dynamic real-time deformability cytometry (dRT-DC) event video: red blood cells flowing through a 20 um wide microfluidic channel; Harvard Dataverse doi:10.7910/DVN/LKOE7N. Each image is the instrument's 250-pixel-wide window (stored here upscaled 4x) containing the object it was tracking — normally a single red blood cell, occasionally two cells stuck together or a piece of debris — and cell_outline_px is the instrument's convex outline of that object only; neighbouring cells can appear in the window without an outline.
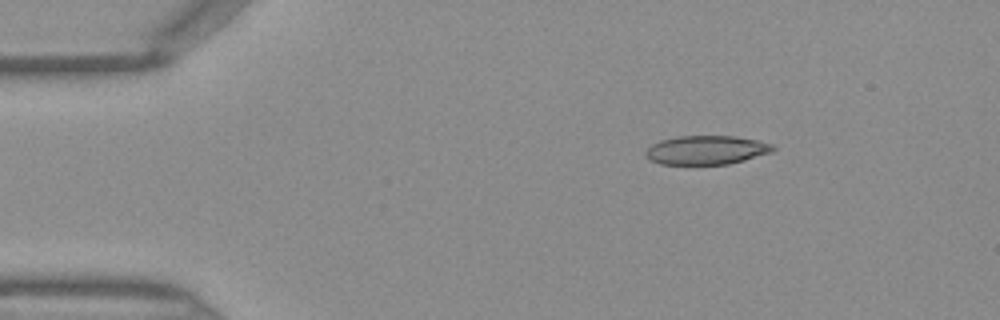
{"species": "Egyptian fruit bat (a non-hibernating species)", "species_latin": "Rousettus aegyptiacus", "temperature_condition": "warm", "stored_images_in_passage": 40, "camera_frame_rate_fps": 3000, "um_per_image_px": 0.085, "frame": {"image": 1, "passage_image": 1, "time_ms": 0.0, "image_size_px": [1000, 320], "cell_outline_px": [[776, 148], [772, 152], [744, 160], [728, 164], [660, 164], [652, 160], [644, 152], [652, 144], [660, 140], [680, 136], [732, 136], [756, 140], [772, 144]], "centroid_in_image_um": [60.05, 12.75], "position_along_channel_um": 24.9, "area_um2": 21.21}}
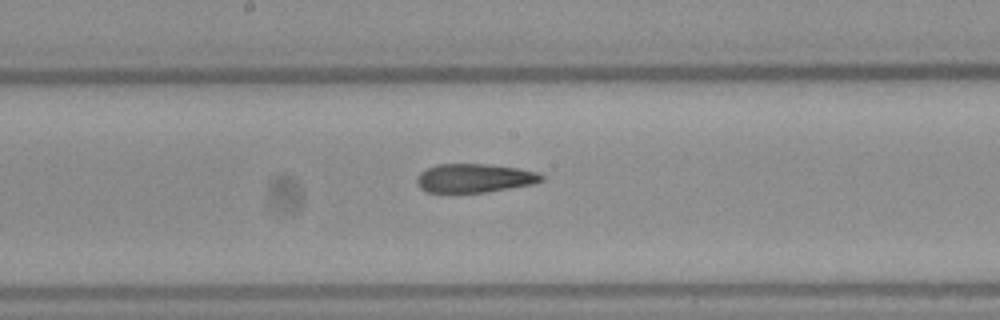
{"frame": {"image": 2, "passage_image": 18, "time_ms": 5.667, "image_size_px": [1000, 320], "cell_outline_px": [[544, 180], [532, 184], [484, 192], [428, 192], [420, 188], [416, 180], [416, 176], [420, 172], [436, 164], [492, 164], [516, 168], [536, 172], [544, 176]], "centroid_in_image_um": [40.3, 15.13], "position_along_channel_um": 207.9, "area_um2": 20.75}}
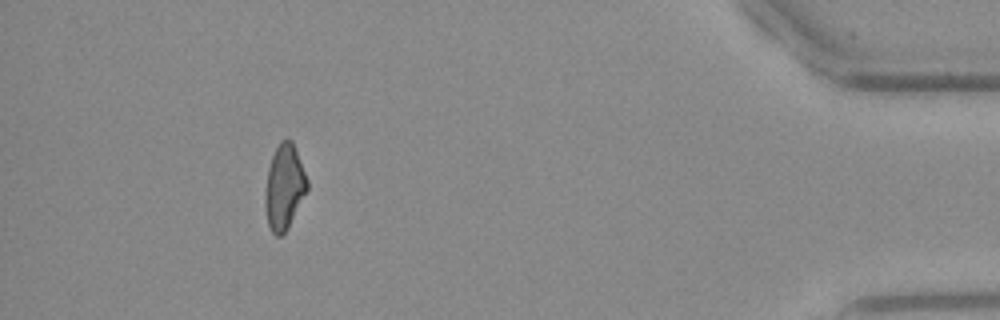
{"frame": {"image": 3, "passage_image": 36, "time_ms": 11.667, "image_size_px": [1000, 320], "cell_outline_px": [[308, 188], [288, 228], [280, 236], [276, 236], [272, 232], [268, 224], [264, 204], [264, 188], [268, 168], [272, 156], [280, 140], [288, 136], [292, 140], [308, 180]], "centroid_in_image_um": [24.14, 15.87], "position_along_channel_um": 411.1, "area_um2": 20.98}}